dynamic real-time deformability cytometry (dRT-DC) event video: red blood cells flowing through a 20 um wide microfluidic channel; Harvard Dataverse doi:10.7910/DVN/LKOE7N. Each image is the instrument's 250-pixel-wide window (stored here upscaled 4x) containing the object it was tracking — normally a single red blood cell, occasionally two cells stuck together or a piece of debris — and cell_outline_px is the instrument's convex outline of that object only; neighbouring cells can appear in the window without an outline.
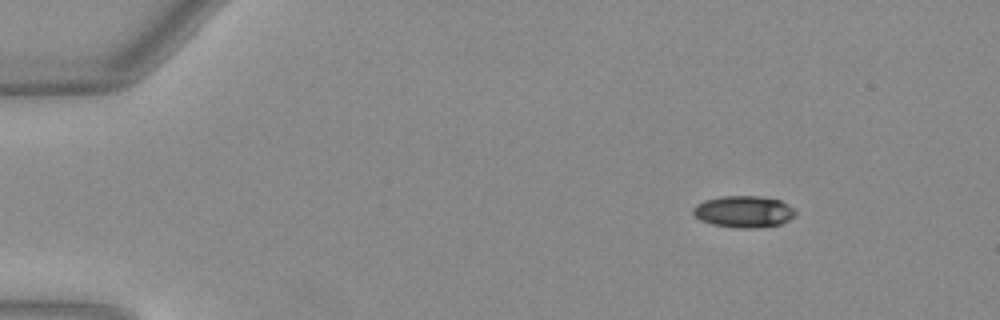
{"species": "Egyptian fruit bat (a non-hibernating species)", "species_latin": "Rousettus aegyptiacus", "temperature_condition": "warm", "stored_images_in_passage": 6, "camera_frame_rate_fps": 3000, "um_per_image_px": 0.085, "animal": {"sex": "female"}, "frame": {"image": 1, "passage_image": 1, "time_ms": 0.0, "image_size_px": [1000, 320], "cell_outline_px": [[796, 212], [788, 220], [780, 224], [756, 228], [736, 228], [712, 224], [700, 220], [692, 212], [692, 208], [696, 204], [704, 200], [720, 196], [756, 196], [780, 200], [788, 204]], "centroid_in_image_um": [63.17, 17.99], "position_along_channel_um": 21.8, "area_um2": 18.84}}